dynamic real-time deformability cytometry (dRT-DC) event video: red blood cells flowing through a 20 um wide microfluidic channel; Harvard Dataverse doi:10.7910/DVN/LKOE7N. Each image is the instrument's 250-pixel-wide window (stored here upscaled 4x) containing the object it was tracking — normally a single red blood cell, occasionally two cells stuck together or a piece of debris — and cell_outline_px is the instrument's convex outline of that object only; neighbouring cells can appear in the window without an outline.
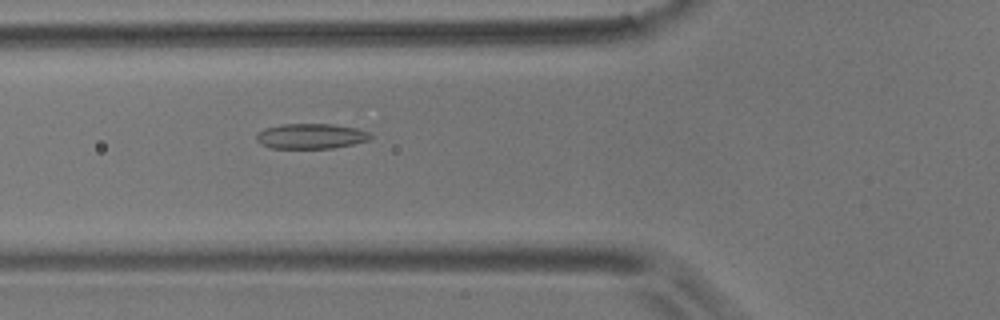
{"species": "common noctule bat (a hibernating species)", "species_latin": "Nyctalus noctula", "temperature_condition": "room temperature", "stored_images_in_passage": 48, "camera_frame_rate_fps": 3000, "um_per_image_px": 0.085, "animal": {"sex": "male", "body_mass_g": 17.9}, "frame": {"image": 1, "passage_image": 13, "time_ms": 4.0, "image_size_px": [1000, 320], "cell_outline_px": [[372, 140], [332, 148], [268, 148], [260, 144], [256, 140], [256, 132], [264, 128], [280, 124], [332, 124], [356, 128], [368, 132], [372, 136]], "centroid_in_image_um": [26.39, 11.57], "position_along_channel_um": 99.4, "area_um2": 16.94}}
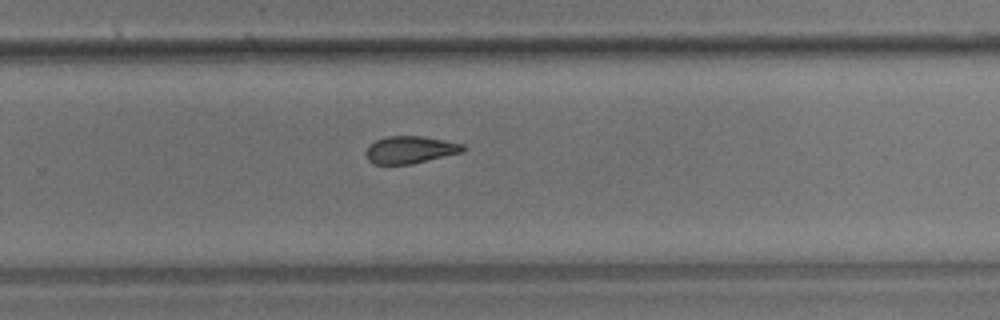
{"frame": {"image": 2, "passage_image": 29, "time_ms": 9.333, "image_size_px": [1000, 320], "cell_outline_px": [[468, 148], [464, 152], [412, 164], [372, 164], [368, 160], [368, 148], [376, 140], [388, 136], [424, 136], [464, 144]], "centroid_in_image_um": [34.95, 12.73], "position_along_channel_um": 294.8, "area_um2": 15.43}}
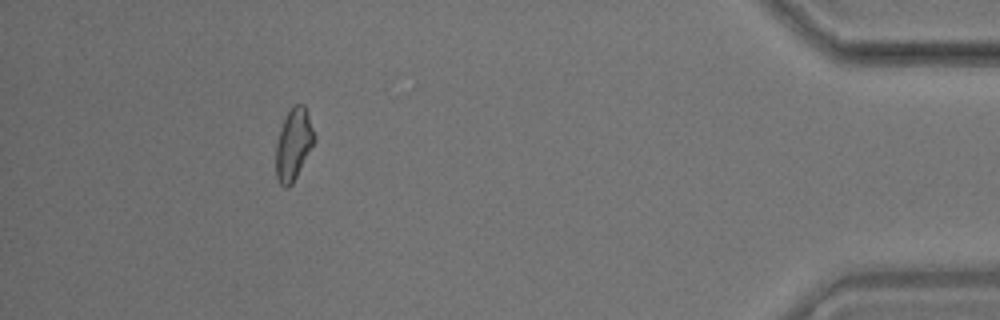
{"frame": {"image": 3, "passage_image": 43, "time_ms": 14.0, "image_size_px": [1000, 320], "cell_outline_px": [[316, 136], [292, 184], [288, 188], [284, 188], [280, 184], [276, 176], [276, 144], [284, 120], [288, 112], [296, 104], [304, 104]], "centroid_in_image_um": [24.94, 12.28], "position_along_channel_um": 410.3, "area_um2": 15.49}, "authors_computed_cell_mechanics": {"area_um2": 16.1551, "velocity_mm_per_s": 3.6705, "shape_relaxation_time_tau1_ms": null, "shape_relaxation_time_tau2_ms": 3.8095, "deformation_change_tau1": null, "deformation_change_tau2": 0.1197}}